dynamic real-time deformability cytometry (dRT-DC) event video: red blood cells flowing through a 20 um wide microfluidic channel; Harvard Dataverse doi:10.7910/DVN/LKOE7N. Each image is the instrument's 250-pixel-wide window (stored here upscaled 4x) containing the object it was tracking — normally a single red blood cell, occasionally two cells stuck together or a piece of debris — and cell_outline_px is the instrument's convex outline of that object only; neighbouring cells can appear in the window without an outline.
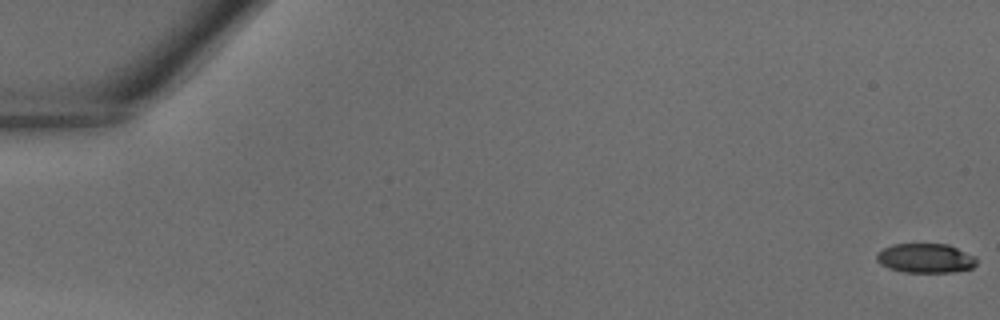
{"species": "common noctule bat (a hibernating species)", "species_latin": "Nyctalus noctula", "temperature_condition": "warm", "stored_images_in_passage": 42, "camera_frame_rate_fps": 3000, "um_per_image_px": 0.085, "animal": {"sex": "male", "body_mass_g": 18.8}, "frame": {"image": 1, "passage_image": 1, "time_ms": 0.0, "image_size_px": [1000, 320], "cell_outline_px": [[976, 264], [972, 268], [952, 272], [904, 272], [888, 268], [880, 264], [876, 260], [876, 252], [892, 244], [948, 244], [976, 256]], "centroid_in_image_um": [78.65, 21.94], "position_along_channel_um": 6.4, "area_um2": 17.22}}
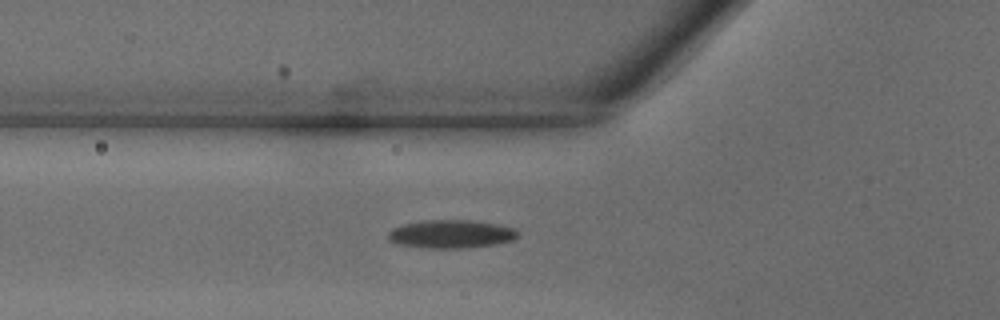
{"frame": {"image": 2, "passage_image": 16, "time_ms": 5.0, "image_size_px": [1000, 320], "cell_outline_px": [[516, 236], [512, 240], [496, 244], [468, 248], [424, 248], [396, 244], [388, 240], [388, 232], [392, 228], [404, 224], [424, 220], [468, 220], [500, 224], [516, 228]], "centroid_in_image_um": [38.31, 19.89], "position_along_channel_um": 87.5, "area_um2": 21.5}}
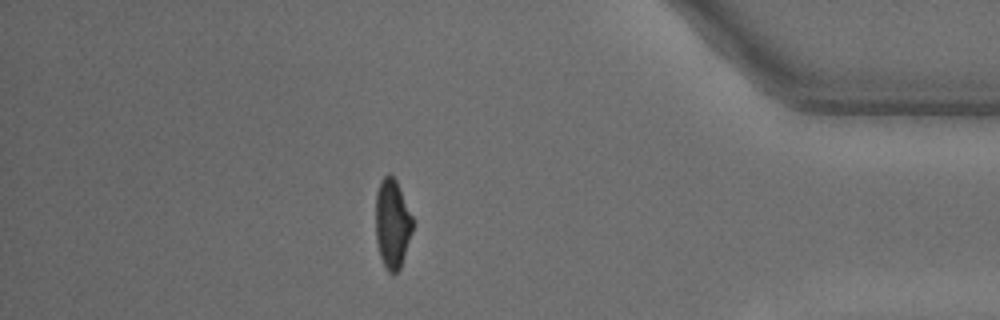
{"frame": {"image": 3, "passage_image": 37, "time_ms": 12.0, "image_size_px": [1000, 320], "cell_outline_px": [[412, 232], [400, 268], [396, 272], [388, 272], [380, 256], [376, 240], [376, 192], [380, 180], [388, 172], [396, 180], [412, 216]], "centroid_in_image_um": [33.33, 18.98], "position_along_channel_um": 401.9, "area_um2": 19.02}}